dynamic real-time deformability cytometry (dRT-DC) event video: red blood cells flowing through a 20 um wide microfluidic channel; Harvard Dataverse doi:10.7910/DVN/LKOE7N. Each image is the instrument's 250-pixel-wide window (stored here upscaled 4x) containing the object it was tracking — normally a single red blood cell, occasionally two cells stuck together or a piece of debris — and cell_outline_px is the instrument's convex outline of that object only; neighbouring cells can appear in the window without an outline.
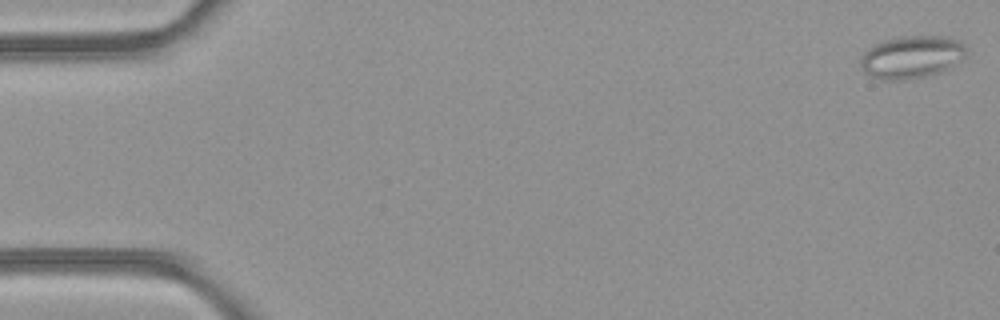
{"species": "common noctule bat (a hibernating species)", "species_latin": "Nyctalus noctula", "temperature_condition": "room temperature", "stored_images_in_passage": 49, "camera_frame_rate_fps": 3000, "um_per_image_px": 0.085, "animal": {"sex": "female", "body_mass_g": 21.9}, "frame": {"image": 1, "passage_image": 1, "time_ms": 0.0, "image_size_px": [1000, 320], "cell_outline_px": [[964, 56], [960, 60], [948, 68], [940, 72], [924, 76], [904, 80], [884, 80], [872, 76], [864, 72], [860, 64], [864, 52], [876, 44], [884, 40], [904, 36], [948, 36], [960, 40], [964, 44]], "centroid_in_image_um": [77.49, 4.84], "position_along_channel_um": 7.5, "area_um2": 25.95}}
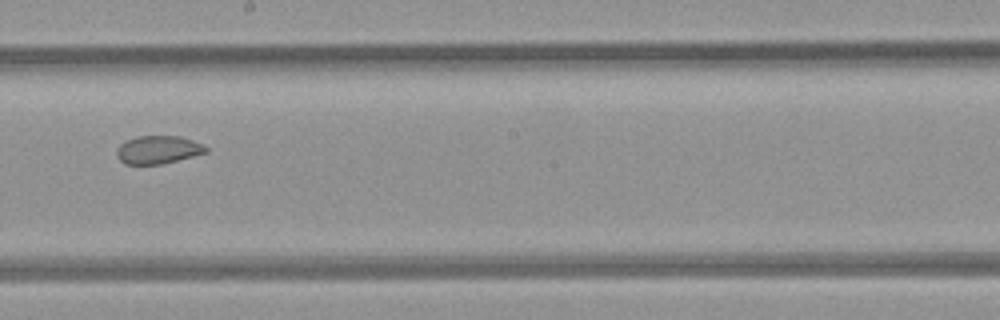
{"frame": {"image": 2, "passage_image": 28, "time_ms": 9.0, "image_size_px": [1000, 320], "cell_outline_px": [[208, 152], [160, 164], [124, 164], [116, 156], [116, 152], [120, 144], [124, 140], [136, 136], [180, 136], [204, 144], [208, 148]], "centroid_in_image_um": [13.42, 12.71], "position_along_channel_um": 234.8, "area_um2": 14.62}}
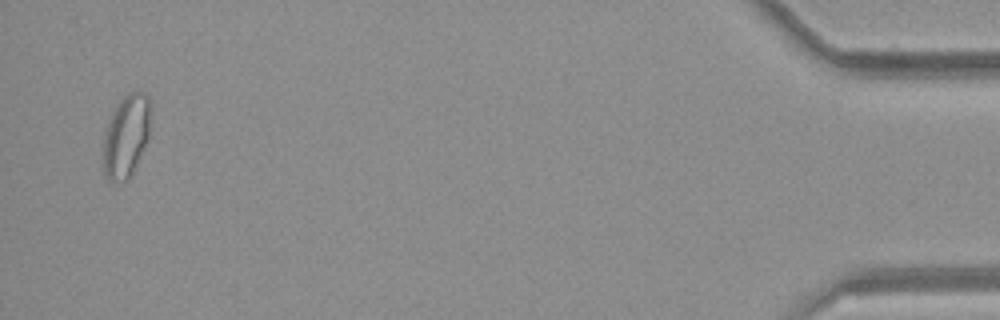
{"frame": {"image": 3, "passage_image": 48, "time_ms": 15.667, "image_size_px": [1000, 320], "cell_outline_px": [[152, 116], [148, 140], [132, 172], [120, 184], [112, 184], [108, 180], [104, 172], [104, 132], [108, 120], [116, 104], [128, 92], [144, 92], [148, 96], [152, 104]], "centroid_in_image_um": [10.75, 11.52], "position_along_channel_um": 424.4, "area_um2": 23.29}, "authors_computed_cell_mechanics": {"area_um2": 19.3052, "velocity_mm_per_s": 4.2414, "shape_relaxation_time_tau1_ms": null, "shape_relaxation_time_tau2_ms": 1.1206, "deformation_change_tau1": null, "deformation_change_tau2": 0.057}}